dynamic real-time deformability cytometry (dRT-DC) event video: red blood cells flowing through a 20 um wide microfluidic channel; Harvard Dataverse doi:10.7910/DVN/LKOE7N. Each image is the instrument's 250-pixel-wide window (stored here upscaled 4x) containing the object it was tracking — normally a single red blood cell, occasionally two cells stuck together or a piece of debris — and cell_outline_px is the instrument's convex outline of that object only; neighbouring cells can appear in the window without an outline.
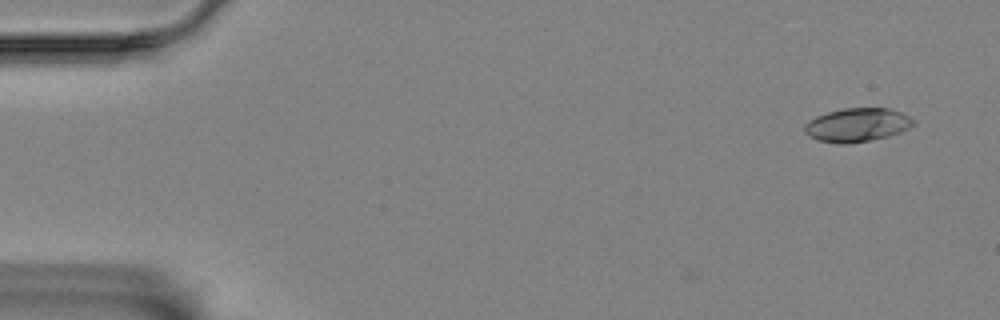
{"species": "Egyptian fruit bat (a non-hibernating species)", "species_latin": "Rousettus aegyptiacus", "temperature_condition": "room temperature", "stored_images_in_passage": 3, "camera_frame_rate_fps": 3000, "um_per_image_px": 0.085, "animal": {"sex": "female"}, "frame": {"image": 1, "passage_image": 1, "time_ms": 0.0, "image_size_px": [1000, 320], "cell_outline_px": [[916, 124], [900, 132], [888, 136], [848, 144], [836, 144], [820, 140], [808, 136], [804, 132], [804, 124], [808, 120], [816, 116], [828, 112], [844, 108], [888, 108], [900, 112], [916, 120]], "centroid_in_image_um": [72.84, 10.62], "position_along_channel_um": 12.2, "area_um2": 21.39}}